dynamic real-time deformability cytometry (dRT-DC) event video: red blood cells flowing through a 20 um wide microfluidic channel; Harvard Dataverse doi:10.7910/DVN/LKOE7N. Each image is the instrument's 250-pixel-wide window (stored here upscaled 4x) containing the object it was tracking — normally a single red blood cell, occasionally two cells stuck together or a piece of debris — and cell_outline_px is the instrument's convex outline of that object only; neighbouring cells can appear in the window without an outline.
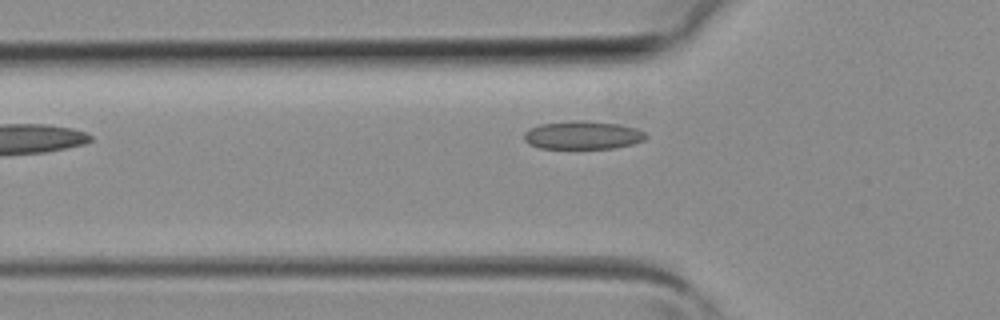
{"species": "common noctule bat (a hibernating species)", "species_latin": "Nyctalus noctula", "temperature_condition": "room temperature", "stored_images_in_passage": 2, "camera_frame_rate_fps": 3000, "um_per_image_px": 0.085, "animal": {"sex": "female", "body_mass_g": 19.3, "forearm_length_mm": 54.1}, "frame": {"image": 1, "passage_image": 2, "time_ms": 0.333, "image_size_px": [1000, 320], "cell_outline_px": [[648, 136], [644, 140], [632, 144], [616, 148], [540, 148], [528, 144], [524, 140], [524, 132], [528, 128], [540, 124], [580, 120], [588, 120], [620, 124], [636, 128], [644, 132]], "centroid_in_image_um": [49.53, 11.48], "position_along_channel_um": 76.3, "area_um2": 20.17}}